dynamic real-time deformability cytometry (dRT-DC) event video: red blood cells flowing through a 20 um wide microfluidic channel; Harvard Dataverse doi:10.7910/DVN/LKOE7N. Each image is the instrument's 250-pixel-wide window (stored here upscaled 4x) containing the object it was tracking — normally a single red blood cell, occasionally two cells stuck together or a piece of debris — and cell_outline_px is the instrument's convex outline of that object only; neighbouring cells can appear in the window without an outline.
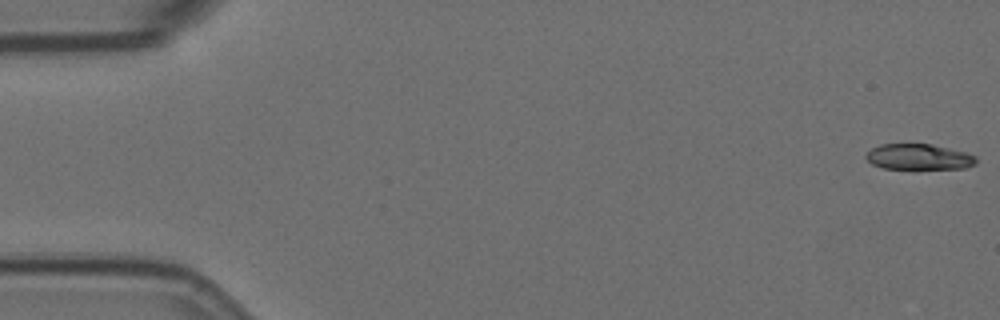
{"species": "Egyptian fruit bat (a non-hibernating species)", "species_latin": "Rousettus aegyptiacus", "temperature_condition": "room temperature", "stored_images_in_passage": 5, "camera_frame_rate_fps": 3000, "um_per_image_px": 0.085, "animal": {"sex": "female"}, "frame": {"image": 1, "passage_image": 1, "time_ms": 0.0, "image_size_px": [1000, 320], "cell_outline_px": [[976, 164], [964, 168], [884, 168], [872, 164], [864, 156], [872, 148], [880, 144], [932, 144], [968, 152], [976, 156]], "centroid_in_image_um": [78.12, 13.32], "position_along_channel_um": 6.9, "area_um2": 16.42}}
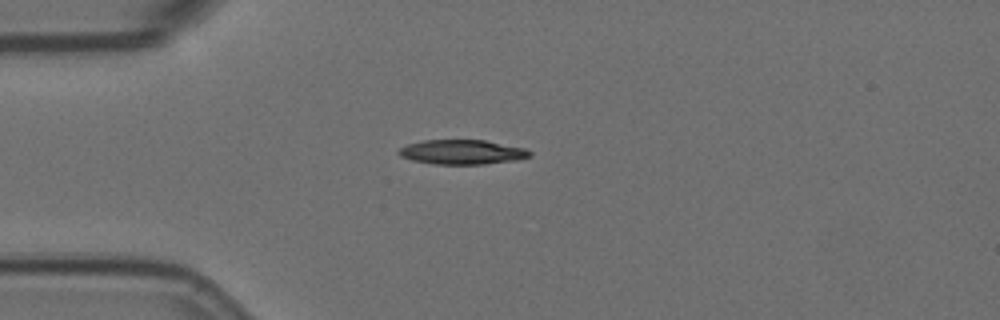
{"frame": {"image": 2, "passage_image": 5, "time_ms": 1.333, "image_size_px": [1000, 320], "cell_outline_px": [[532, 156], [516, 160], [484, 164], [436, 164], [412, 160], [400, 156], [396, 152], [400, 148], [408, 144], [424, 140], [484, 140], [524, 148], [532, 152]], "centroid_in_image_um": [39.28, 12.92], "position_along_channel_um": 45.7, "area_um2": 18.67}}